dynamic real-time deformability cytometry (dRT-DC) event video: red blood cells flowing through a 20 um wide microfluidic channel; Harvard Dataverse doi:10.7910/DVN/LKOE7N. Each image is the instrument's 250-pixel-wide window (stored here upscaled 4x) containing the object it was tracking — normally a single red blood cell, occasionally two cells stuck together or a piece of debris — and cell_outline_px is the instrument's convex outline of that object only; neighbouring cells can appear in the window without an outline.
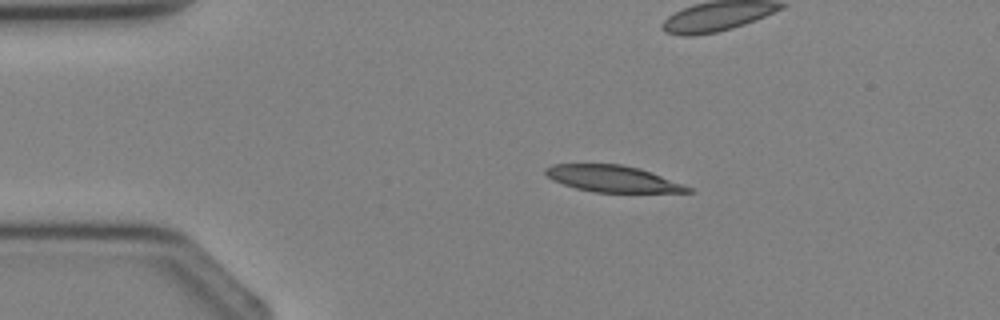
{"species": "Egyptian fruit bat (a non-hibernating species)", "species_latin": "Rousettus aegyptiacus", "temperature_condition": "cold", "stored_images_in_passage": 3, "camera_frame_rate_fps": 3000, "um_per_image_px": 0.085, "animal": {"sex": "female"}, "frame": {"image": 1, "passage_image": 1, "time_ms": 0.0, "image_size_px": [1000, 320], "cell_outline_px": [[692, 192], [592, 192], [576, 188], [552, 180], [544, 172], [544, 168], [552, 164], [620, 164], [640, 168], [652, 172], [684, 184], [692, 188]], "centroid_in_image_um": [52.07, 15.18], "position_along_channel_um": 32.9, "area_um2": 21.96}}